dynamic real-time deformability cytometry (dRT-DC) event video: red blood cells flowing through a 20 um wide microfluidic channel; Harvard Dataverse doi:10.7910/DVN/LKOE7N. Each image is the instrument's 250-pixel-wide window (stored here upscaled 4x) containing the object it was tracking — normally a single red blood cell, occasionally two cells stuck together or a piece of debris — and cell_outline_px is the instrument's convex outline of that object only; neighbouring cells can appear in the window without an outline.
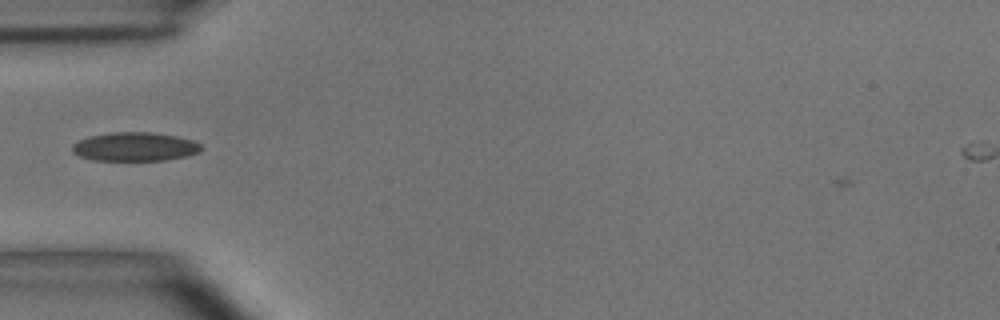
{"species": "common noctule bat (a hibernating species)", "species_latin": "Nyctalus noctula", "temperature_condition": "room temperature", "stored_images_in_passage": 4, "camera_frame_rate_fps": 3000, "um_per_image_px": 0.085, "animal": {"sex": "male", "body_mass_g": 15.6}, "frame": {"image": 1, "passage_image": 1, "time_ms": 0.0, "image_size_px": [1000, 320], "cell_outline_px": [[204, 148], [200, 152], [184, 156], [164, 160], [92, 160], [80, 156], [72, 152], [72, 144], [88, 136], [112, 132], [152, 132], [176, 136], [192, 140], [200, 144]], "centroid_in_image_um": [11.45, 12.46], "position_along_channel_um": 73.5, "area_um2": 21.62}}
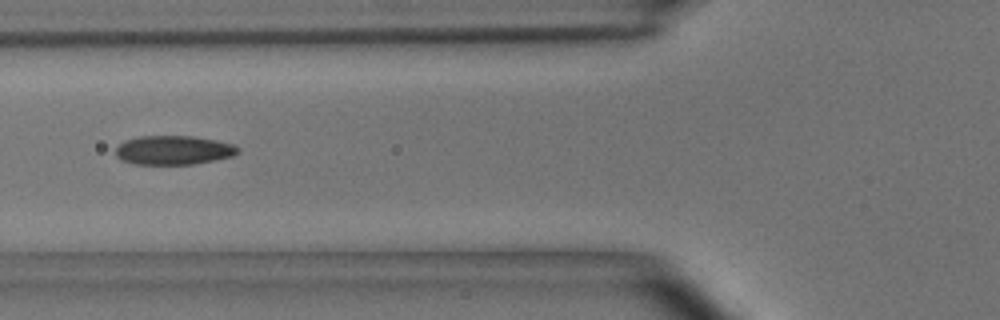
{"frame": {"image": 2, "passage_image": 2, "time_ms": 0.333, "image_size_px": [1000, 320], "cell_outline_px": [[240, 152], [232, 156], [216, 160], [196, 164], [132, 164], [120, 160], [116, 156], [116, 148], [124, 140], [140, 136], [192, 136], [216, 140], [232, 144], [240, 148]], "centroid_in_image_um": [14.75, 12.77], "position_along_channel_um": 111.1, "area_um2": 20.87}}